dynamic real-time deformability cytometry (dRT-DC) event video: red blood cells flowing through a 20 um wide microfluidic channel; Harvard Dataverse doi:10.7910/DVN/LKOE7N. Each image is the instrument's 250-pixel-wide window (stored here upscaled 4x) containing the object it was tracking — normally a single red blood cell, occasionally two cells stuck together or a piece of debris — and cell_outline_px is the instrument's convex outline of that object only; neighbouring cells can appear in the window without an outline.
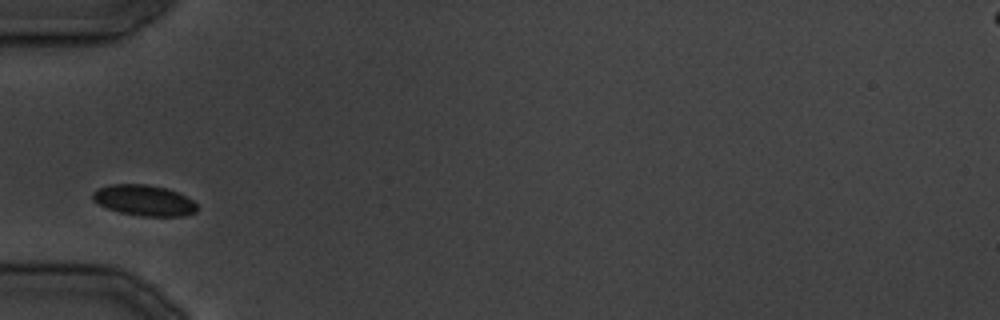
{"species": "common noctule bat (a hibernating species)", "species_latin": "Nyctalus noctula", "temperature_condition": "cold", "stored_images_in_passage": 10, "camera_frame_rate_fps": 3000, "um_per_image_px": 0.085, "animal": {"sex": "male", "body_mass_g": 19.5, "forearm_length_mm": 54.6}, "frame": {"image": 1, "passage_image": 1, "time_ms": 0.0, "image_size_px": [1000, 320], "cell_outline_px": [[196, 212], [184, 216], [140, 216], [120, 212], [108, 208], [92, 200], [92, 192], [96, 188], [112, 184], [148, 184], [168, 188], [192, 200], [196, 204]], "centroid_in_image_um": [12.22, 17.02], "position_along_channel_um": 72.8, "area_um2": 18.73}}
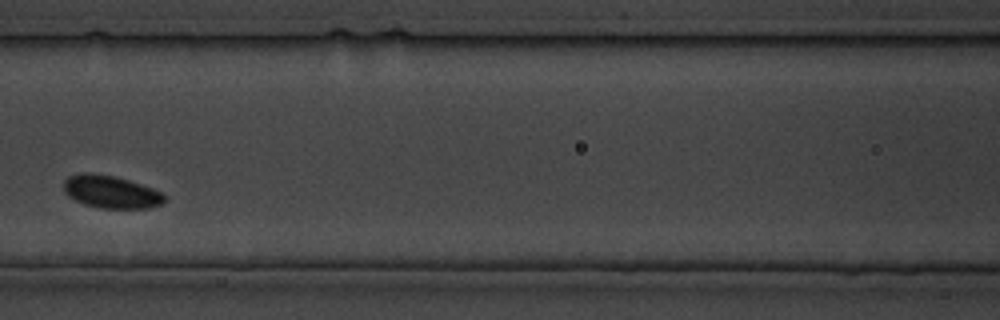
{"frame": {"image": 2, "passage_image": 6, "time_ms": 5.667, "image_size_px": [1000, 320], "cell_outline_px": [[164, 200], [160, 204], [148, 208], [100, 208], [84, 204], [68, 196], [64, 192], [64, 180], [68, 176], [84, 172], [92, 172], [112, 176], [128, 180], [152, 188], [160, 192], [164, 196]], "centroid_in_image_um": [9.38, 16.3], "position_along_channel_um": 157.2, "area_um2": 18.96}}
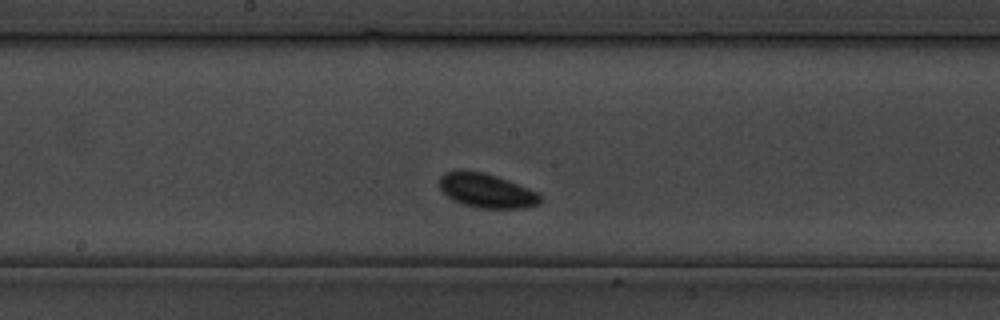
{"frame": {"image": 3, "passage_image": 9, "time_ms": 9.0, "image_size_px": [1000, 320], "cell_outline_px": [[540, 200], [536, 204], [524, 208], [476, 208], [452, 200], [440, 188], [440, 176], [444, 172], [484, 172], [508, 180], [536, 192], [540, 196]], "centroid_in_image_um": [41.34, 16.22], "position_along_channel_um": 206.9, "area_um2": 19.54}}